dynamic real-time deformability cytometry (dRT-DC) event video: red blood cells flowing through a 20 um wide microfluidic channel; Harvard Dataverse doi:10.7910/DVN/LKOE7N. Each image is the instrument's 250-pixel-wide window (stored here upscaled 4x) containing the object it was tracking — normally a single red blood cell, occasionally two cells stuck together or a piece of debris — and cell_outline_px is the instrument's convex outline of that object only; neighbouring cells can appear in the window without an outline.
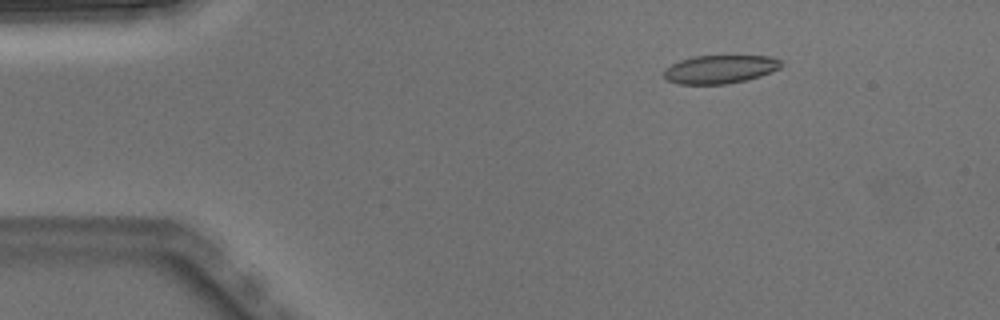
{"species": "Egyptian fruit bat (a non-hibernating species)", "species_latin": "Rousettus aegyptiacus", "temperature_condition": "warm", "stored_images_in_passage": 4, "camera_frame_rate_fps": 3000, "um_per_image_px": 0.085, "animal": {"sex": "male"}, "frame": {"image": 1, "passage_image": 2, "time_ms": 0.333, "image_size_px": [1000, 320], "cell_outline_px": [[784, 64], [780, 68], [760, 76], [744, 80], [724, 84], [680, 84], [668, 80], [664, 76], [664, 68], [680, 60], [692, 56], [768, 56], [780, 60]], "centroid_in_image_um": [61.19, 5.88], "position_along_channel_um": 23.8, "area_um2": 19.25}}
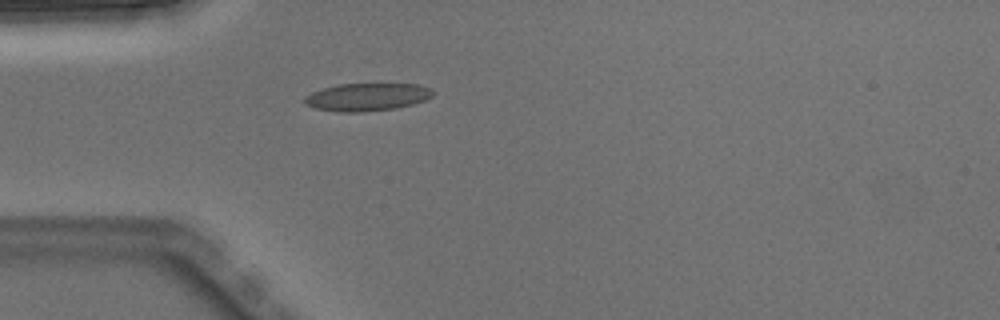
{"frame": {"image": 2, "passage_image": 4, "time_ms": 1.0, "image_size_px": [1000, 320], "cell_outline_px": [[436, 92], [432, 96], [424, 100], [412, 104], [396, 108], [364, 112], [336, 112], [316, 108], [304, 104], [304, 96], [312, 92], [324, 88], [340, 84], [416, 84], [432, 88]], "centroid_in_image_um": [31.21, 8.25], "position_along_channel_um": 53.8, "area_um2": 20.81}}